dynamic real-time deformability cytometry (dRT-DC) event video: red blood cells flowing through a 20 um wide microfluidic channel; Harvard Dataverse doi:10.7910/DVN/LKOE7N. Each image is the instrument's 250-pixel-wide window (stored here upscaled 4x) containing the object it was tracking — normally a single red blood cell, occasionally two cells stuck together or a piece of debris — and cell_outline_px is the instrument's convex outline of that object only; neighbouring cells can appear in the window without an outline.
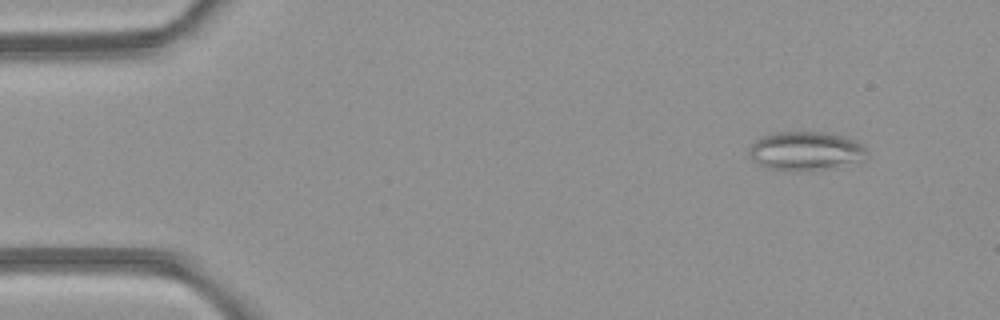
{"species": "common noctule bat (a hibernating species)", "species_latin": "Nyctalus noctula", "temperature_condition": "room temperature", "stored_images_in_passage": 4, "camera_frame_rate_fps": 3000, "um_per_image_px": 0.085, "animal": {"sex": "female", "body_mass_g": 21.9}, "frame": {"image": 1, "passage_image": 2, "time_ms": 1.0, "image_size_px": [1000, 320], "cell_outline_px": [[872, 156], [864, 160], [820, 168], [792, 172], [784, 172], [768, 168], [752, 160], [748, 156], [748, 152], [752, 144], [760, 136], [776, 132], [824, 132], [844, 136], [860, 144]], "centroid_in_image_um": [68.43, 12.83], "position_along_channel_um": 16.6, "area_um2": 26.59}}